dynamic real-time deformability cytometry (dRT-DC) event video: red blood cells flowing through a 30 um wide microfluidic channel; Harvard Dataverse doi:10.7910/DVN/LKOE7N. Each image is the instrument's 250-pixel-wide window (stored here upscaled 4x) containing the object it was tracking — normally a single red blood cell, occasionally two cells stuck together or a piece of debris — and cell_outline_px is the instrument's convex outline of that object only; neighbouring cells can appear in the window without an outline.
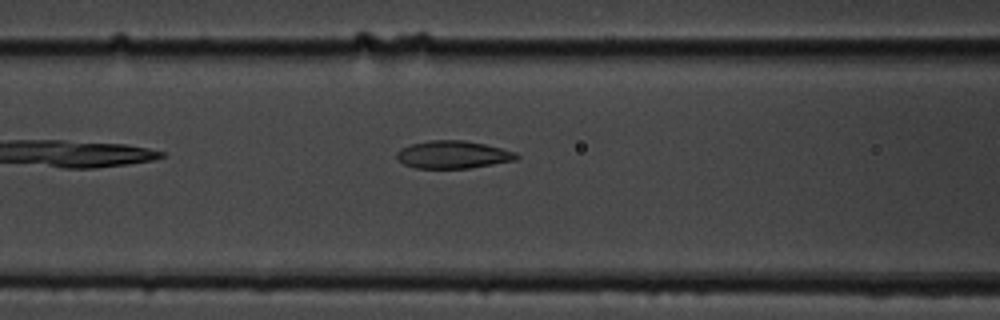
{"species": "common noctule bat (a hibernating species)", "species_latin": "Nyctalus noctula", "temperature_condition": "cold", "stored_images_in_passage": 39, "camera_frame_rate_fps": 3000, "um_per_image_px": 0.085, "animal": {"sex": "male", "body_mass_g": 19.5, "forearm_length_mm": 54.6}, "frame": {"image": 1, "passage_image": 8, "time_ms": 2.333, "image_size_px": [1000, 320], "cell_outline_px": [[520, 156], [516, 160], [468, 168], [416, 168], [404, 164], [396, 156], [396, 152], [400, 148], [412, 144], [428, 140], [464, 140], [484, 144], [516, 152]], "centroid_in_image_um": [38.5, 13.14], "position_along_channel_um": 128.1, "area_um2": 19.19}}
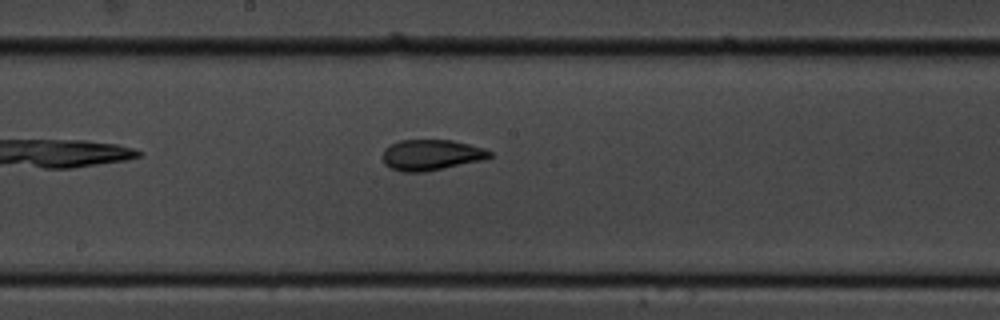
{"frame": {"image": 2, "passage_image": 15, "time_ms": 4.667, "image_size_px": [1000, 320], "cell_outline_px": [[492, 156], [480, 160], [424, 172], [404, 172], [392, 168], [384, 164], [384, 148], [400, 140], [452, 140], [484, 148], [492, 152]], "centroid_in_image_um": [36.64, 13.16], "position_along_channel_um": 211.6, "area_um2": 18.84}}
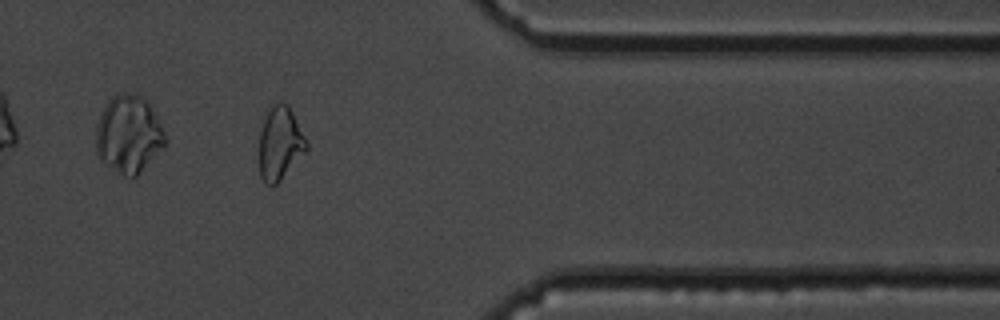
{"frame": {"image": 3, "passage_image": 31, "time_ms": 10.0, "image_size_px": [1000, 320], "cell_outline_px": [[308, 148], [280, 180], [276, 184], [264, 184], [260, 176], [260, 132], [264, 120], [272, 104], [280, 100], [288, 104], [308, 144]], "centroid_in_image_um": [23.79, 12.16], "position_along_channel_um": 387.6, "area_um2": 19.77}, "authors_computed_cell_mechanics": {"area_um2": 19.363, "velocity_mm_per_s": 3.5812, "shape_relaxation_time_tau1_ms": 5.8988, "shape_relaxation_time_tau2_ms": 2.2447, "deformation_change_tau1": 0.1787, "deformation_change_tau2": 0.0909}}